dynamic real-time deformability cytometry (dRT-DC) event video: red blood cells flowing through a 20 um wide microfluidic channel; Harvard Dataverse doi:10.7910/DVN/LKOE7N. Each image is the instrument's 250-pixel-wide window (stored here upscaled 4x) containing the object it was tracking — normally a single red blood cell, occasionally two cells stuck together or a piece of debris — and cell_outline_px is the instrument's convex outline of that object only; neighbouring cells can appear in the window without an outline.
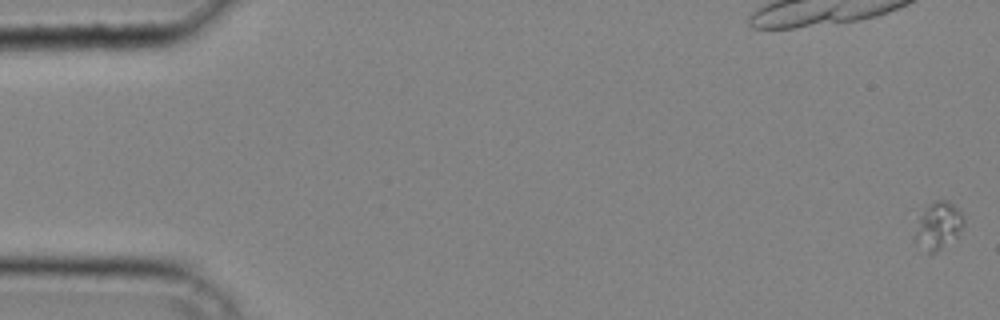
{"species": "common noctule bat (a hibernating species)", "species_latin": "Nyctalus noctula", "temperature_condition": "cold", "stored_images_in_passage": 42, "camera_frame_rate_fps": 3000, "um_per_image_px": 0.085, "animal": {"sex": "male", "body_mass_g": 20.4}, "frame": {"image": 1, "passage_image": 1, "time_ms": 0.0, "image_size_px": [1000, 320], "cell_outline_px": [[964, 224], [956, 236], [936, 252], [928, 252], [916, 236], [916, 232], [920, 208], [936, 200], [948, 200], [964, 216]], "centroid_in_image_um": [79.77, 19.09], "position_along_channel_um": 5.2, "area_um2": 12.95}}
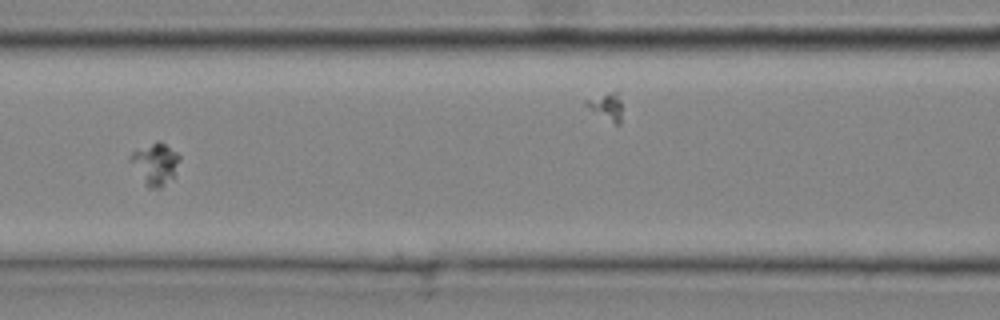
{"frame": {"image": 2, "passage_image": 20, "time_ms": 6.333, "image_size_px": [1000, 320], "cell_outline_px": [[180, 160], [172, 176], [160, 188], [148, 188], [144, 184], [128, 160], [128, 156], [132, 152], [156, 140], [160, 140], [176, 152], [180, 156]], "centroid_in_image_um": [13.14, 13.9], "position_along_channel_um": 153.5, "area_um2": 11.91}}
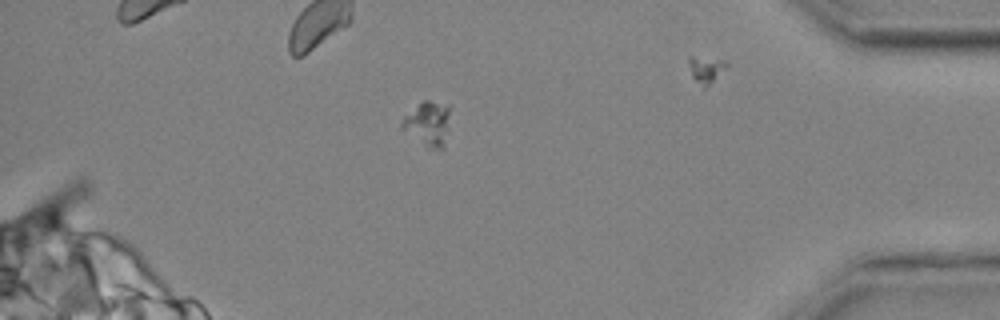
{"frame": {"image": 3, "passage_image": 38, "time_ms": 12.333, "image_size_px": [1000, 320], "cell_outline_px": [[448, 112], [444, 148], [428, 148], [400, 128], [400, 124], [404, 116], [424, 100], [428, 100], [448, 104]], "centroid_in_image_um": [36.33, 10.5], "position_along_channel_um": 398.9, "area_um2": 12.08}}